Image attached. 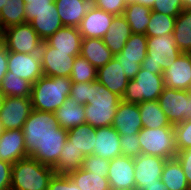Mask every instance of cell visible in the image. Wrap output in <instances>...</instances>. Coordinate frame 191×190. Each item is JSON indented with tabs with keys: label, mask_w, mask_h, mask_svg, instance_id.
Instances as JSON below:
<instances>
[{
	"label": "cell",
	"mask_w": 191,
	"mask_h": 190,
	"mask_svg": "<svg viewBox=\"0 0 191 190\" xmlns=\"http://www.w3.org/2000/svg\"><path fill=\"white\" fill-rule=\"evenodd\" d=\"M22 131L28 155L53 168L68 135V131L58 125L54 113L33 110Z\"/></svg>",
	"instance_id": "1"
},
{
	"label": "cell",
	"mask_w": 191,
	"mask_h": 190,
	"mask_svg": "<svg viewBox=\"0 0 191 190\" xmlns=\"http://www.w3.org/2000/svg\"><path fill=\"white\" fill-rule=\"evenodd\" d=\"M72 83L68 77H40L32 84L33 110L54 113L69 97Z\"/></svg>",
	"instance_id": "2"
},
{
	"label": "cell",
	"mask_w": 191,
	"mask_h": 190,
	"mask_svg": "<svg viewBox=\"0 0 191 190\" xmlns=\"http://www.w3.org/2000/svg\"><path fill=\"white\" fill-rule=\"evenodd\" d=\"M121 97L97 80L91 82L90 102L85 104V123L93 128L112 126Z\"/></svg>",
	"instance_id": "3"
},
{
	"label": "cell",
	"mask_w": 191,
	"mask_h": 190,
	"mask_svg": "<svg viewBox=\"0 0 191 190\" xmlns=\"http://www.w3.org/2000/svg\"><path fill=\"white\" fill-rule=\"evenodd\" d=\"M52 167L41 164L31 156L12 164V190H47L52 176Z\"/></svg>",
	"instance_id": "4"
},
{
	"label": "cell",
	"mask_w": 191,
	"mask_h": 190,
	"mask_svg": "<svg viewBox=\"0 0 191 190\" xmlns=\"http://www.w3.org/2000/svg\"><path fill=\"white\" fill-rule=\"evenodd\" d=\"M147 55L141 63V68L153 74H162L170 67L182 52L175 44L173 34L147 37Z\"/></svg>",
	"instance_id": "5"
},
{
	"label": "cell",
	"mask_w": 191,
	"mask_h": 190,
	"mask_svg": "<svg viewBox=\"0 0 191 190\" xmlns=\"http://www.w3.org/2000/svg\"><path fill=\"white\" fill-rule=\"evenodd\" d=\"M164 87L162 74H153L141 68L135 78L128 81L121 99L132 104L155 101L158 100Z\"/></svg>",
	"instance_id": "6"
},
{
	"label": "cell",
	"mask_w": 191,
	"mask_h": 190,
	"mask_svg": "<svg viewBox=\"0 0 191 190\" xmlns=\"http://www.w3.org/2000/svg\"><path fill=\"white\" fill-rule=\"evenodd\" d=\"M141 154L165 159L176 157L174 127L142 128L138 133Z\"/></svg>",
	"instance_id": "7"
},
{
	"label": "cell",
	"mask_w": 191,
	"mask_h": 190,
	"mask_svg": "<svg viewBox=\"0 0 191 190\" xmlns=\"http://www.w3.org/2000/svg\"><path fill=\"white\" fill-rule=\"evenodd\" d=\"M3 43L8 52L39 54L43 40L28 23L4 29Z\"/></svg>",
	"instance_id": "8"
},
{
	"label": "cell",
	"mask_w": 191,
	"mask_h": 190,
	"mask_svg": "<svg viewBox=\"0 0 191 190\" xmlns=\"http://www.w3.org/2000/svg\"><path fill=\"white\" fill-rule=\"evenodd\" d=\"M158 102L172 125L191 119V92L189 90H177L165 86Z\"/></svg>",
	"instance_id": "9"
},
{
	"label": "cell",
	"mask_w": 191,
	"mask_h": 190,
	"mask_svg": "<svg viewBox=\"0 0 191 190\" xmlns=\"http://www.w3.org/2000/svg\"><path fill=\"white\" fill-rule=\"evenodd\" d=\"M147 47L145 34L132 33L121 52L114 55L129 80H133L141 69V63L147 55Z\"/></svg>",
	"instance_id": "10"
},
{
	"label": "cell",
	"mask_w": 191,
	"mask_h": 190,
	"mask_svg": "<svg viewBox=\"0 0 191 190\" xmlns=\"http://www.w3.org/2000/svg\"><path fill=\"white\" fill-rule=\"evenodd\" d=\"M32 111L30 97H5L0 109V122L5 130L22 129Z\"/></svg>",
	"instance_id": "11"
},
{
	"label": "cell",
	"mask_w": 191,
	"mask_h": 190,
	"mask_svg": "<svg viewBox=\"0 0 191 190\" xmlns=\"http://www.w3.org/2000/svg\"><path fill=\"white\" fill-rule=\"evenodd\" d=\"M39 55L45 76L70 78L76 56H70V52L57 51L45 41L42 43Z\"/></svg>",
	"instance_id": "12"
},
{
	"label": "cell",
	"mask_w": 191,
	"mask_h": 190,
	"mask_svg": "<svg viewBox=\"0 0 191 190\" xmlns=\"http://www.w3.org/2000/svg\"><path fill=\"white\" fill-rule=\"evenodd\" d=\"M8 72L15 76L26 79L34 84L42 77V63L39 54H24L18 52H9L8 54Z\"/></svg>",
	"instance_id": "13"
},
{
	"label": "cell",
	"mask_w": 191,
	"mask_h": 190,
	"mask_svg": "<svg viewBox=\"0 0 191 190\" xmlns=\"http://www.w3.org/2000/svg\"><path fill=\"white\" fill-rule=\"evenodd\" d=\"M134 160L119 156L110 160L108 180L111 190H136Z\"/></svg>",
	"instance_id": "14"
},
{
	"label": "cell",
	"mask_w": 191,
	"mask_h": 190,
	"mask_svg": "<svg viewBox=\"0 0 191 190\" xmlns=\"http://www.w3.org/2000/svg\"><path fill=\"white\" fill-rule=\"evenodd\" d=\"M133 160L136 190H140L144 185L156 183L157 179H161L163 167L167 159L140 154L138 157L133 158Z\"/></svg>",
	"instance_id": "15"
},
{
	"label": "cell",
	"mask_w": 191,
	"mask_h": 190,
	"mask_svg": "<svg viewBox=\"0 0 191 190\" xmlns=\"http://www.w3.org/2000/svg\"><path fill=\"white\" fill-rule=\"evenodd\" d=\"M164 84L168 88L189 90L191 82V53H182L170 67L162 72Z\"/></svg>",
	"instance_id": "16"
},
{
	"label": "cell",
	"mask_w": 191,
	"mask_h": 190,
	"mask_svg": "<svg viewBox=\"0 0 191 190\" xmlns=\"http://www.w3.org/2000/svg\"><path fill=\"white\" fill-rule=\"evenodd\" d=\"M114 16L93 5L78 26L82 38L102 39L110 29Z\"/></svg>",
	"instance_id": "17"
},
{
	"label": "cell",
	"mask_w": 191,
	"mask_h": 190,
	"mask_svg": "<svg viewBox=\"0 0 191 190\" xmlns=\"http://www.w3.org/2000/svg\"><path fill=\"white\" fill-rule=\"evenodd\" d=\"M112 127L120 136L138 134L143 128L138 104L121 101L116 110Z\"/></svg>",
	"instance_id": "18"
},
{
	"label": "cell",
	"mask_w": 191,
	"mask_h": 190,
	"mask_svg": "<svg viewBox=\"0 0 191 190\" xmlns=\"http://www.w3.org/2000/svg\"><path fill=\"white\" fill-rule=\"evenodd\" d=\"M28 156L22 129L5 130L0 137V160L13 164Z\"/></svg>",
	"instance_id": "19"
},
{
	"label": "cell",
	"mask_w": 191,
	"mask_h": 190,
	"mask_svg": "<svg viewBox=\"0 0 191 190\" xmlns=\"http://www.w3.org/2000/svg\"><path fill=\"white\" fill-rule=\"evenodd\" d=\"M97 81L122 98L129 79L114 57L106 65L97 69Z\"/></svg>",
	"instance_id": "20"
},
{
	"label": "cell",
	"mask_w": 191,
	"mask_h": 190,
	"mask_svg": "<svg viewBox=\"0 0 191 190\" xmlns=\"http://www.w3.org/2000/svg\"><path fill=\"white\" fill-rule=\"evenodd\" d=\"M112 160L121 156L120 135L112 126L96 128V141L93 154Z\"/></svg>",
	"instance_id": "21"
},
{
	"label": "cell",
	"mask_w": 191,
	"mask_h": 190,
	"mask_svg": "<svg viewBox=\"0 0 191 190\" xmlns=\"http://www.w3.org/2000/svg\"><path fill=\"white\" fill-rule=\"evenodd\" d=\"M55 7L63 26L76 27L93 6L91 0H55Z\"/></svg>",
	"instance_id": "22"
},
{
	"label": "cell",
	"mask_w": 191,
	"mask_h": 190,
	"mask_svg": "<svg viewBox=\"0 0 191 190\" xmlns=\"http://www.w3.org/2000/svg\"><path fill=\"white\" fill-rule=\"evenodd\" d=\"M45 42L57 51L70 52V56H78L81 51L82 36L78 28L63 26Z\"/></svg>",
	"instance_id": "23"
},
{
	"label": "cell",
	"mask_w": 191,
	"mask_h": 190,
	"mask_svg": "<svg viewBox=\"0 0 191 190\" xmlns=\"http://www.w3.org/2000/svg\"><path fill=\"white\" fill-rule=\"evenodd\" d=\"M131 34V28L126 18L123 15H116L102 40L115 55L121 52Z\"/></svg>",
	"instance_id": "24"
},
{
	"label": "cell",
	"mask_w": 191,
	"mask_h": 190,
	"mask_svg": "<svg viewBox=\"0 0 191 190\" xmlns=\"http://www.w3.org/2000/svg\"><path fill=\"white\" fill-rule=\"evenodd\" d=\"M54 115L58 125L68 131L85 123V105H79L69 96L63 105L54 112Z\"/></svg>",
	"instance_id": "25"
},
{
	"label": "cell",
	"mask_w": 191,
	"mask_h": 190,
	"mask_svg": "<svg viewBox=\"0 0 191 190\" xmlns=\"http://www.w3.org/2000/svg\"><path fill=\"white\" fill-rule=\"evenodd\" d=\"M80 55L96 69L106 65L114 58V54L100 38H82Z\"/></svg>",
	"instance_id": "26"
},
{
	"label": "cell",
	"mask_w": 191,
	"mask_h": 190,
	"mask_svg": "<svg viewBox=\"0 0 191 190\" xmlns=\"http://www.w3.org/2000/svg\"><path fill=\"white\" fill-rule=\"evenodd\" d=\"M29 24L43 41L47 40L57 30L63 27L55 4L54 10H44L43 12H39Z\"/></svg>",
	"instance_id": "27"
},
{
	"label": "cell",
	"mask_w": 191,
	"mask_h": 190,
	"mask_svg": "<svg viewBox=\"0 0 191 190\" xmlns=\"http://www.w3.org/2000/svg\"><path fill=\"white\" fill-rule=\"evenodd\" d=\"M139 112L143 128L157 129L162 127H174L168 119L167 114L161 110L158 100L145 101L140 104Z\"/></svg>",
	"instance_id": "28"
},
{
	"label": "cell",
	"mask_w": 191,
	"mask_h": 190,
	"mask_svg": "<svg viewBox=\"0 0 191 190\" xmlns=\"http://www.w3.org/2000/svg\"><path fill=\"white\" fill-rule=\"evenodd\" d=\"M67 139L81 150L84 156L91 155L95 147L96 129L84 123L68 130Z\"/></svg>",
	"instance_id": "29"
},
{
	"label": "cell",
	"mask_w": 191,
	"mask_h": 190,
	"mask_svg": "<svg viewBox=\"0 0 191 190\" xmlns=\"http://www.w3.org/2000/svg\"><path fill=\"white\" fill-rule=\"evenodd\" d=\"M85 159L81 150L77 149L71 142L66 139L64 147L60 153L59 160L53 167L57 174H66L81 168L82 161Z\"/></svg>",
	"instance_id": "30"
},
{
	"label": "cell",
	"mask_w": 191,
	"mask_h": 190,
	"mask_svg": "<svg viewBox=\"0 0 191 190\" xmlns=\"http://www.w3.org/2000/svg\"><path fill=\"white\" fill-rule=\"evenodd\" d=\"M151 8L128 0L123 16L128 22L131 32L145 34L151 17Z\"/></svg>",
	"instance_id": "31"
},
{
	"label": "cell",
	"mask_w": 191,
	"mask_h": 190,
	"mask_svg": "<svg viewBox=\"0 0 191 190\" xmlns=\"http://www.w3.org/2000/svg\"><path fill=\"white\" fill-rule=\"evenodd\" d=\"M161 181L169 190H191L183 172L182 165L176 157L166 160Z\"/></svg>",
	"instance_id": "32"
},
{
	"label": "cell",
	"mask_w": 191,
	"mask_h": 190,
	"mask_svg": "<svg viewBox=\"0 0 191 190\" xmlns=\"http://www.w3.org/2000/svg\"><path fill=\"white\" fill-rule=\"evenodd\" d=\"M173 36L182 53H191V9H183L175 19Z\"/></svg>",
	"instance_id": "33"
},
{
	"label": "cell",
	"mask_w": 191,
	"mask_h": 190,
	"mask_svg": "<svg viewBox=\"0 0 191 190\" xmlns=\"http://www.w3.org/2000/svg\"><path fill=\"white\" fill-rule=\"evenodd\" d=\"M68 176L81 190H111L108 178L102 177V174L79 168L70 172Z\"/></svg>",
	"instance_id": "34"
},
{
	"label": "cell",
	"mask_w": 191,
	"mask_h": 190,
	"mask_svg": "<svg viewBox=\"0 0 191 190\" xmlns=\"http://www.w3.org/2000/svg\"><path fill=\"white\" fill-rule=\"evenodd\" d=\"M26 22L25 2L23 0H7L0 11V24L3 29Z\"/></svg>",
	"instance_id": "35"
},
{
	"label": "cell",
	"mask_w": 191,
	"mask_h": 190,
	"mask_svg": "<svg viewBox=\"0 0 191 190\" xmlns=\"http://www.w3.org/2000/svg\"><path fill=\"white\" fill-rule=\"evenodd\" d=\"M0 88L4 92L5 97H30L32 83L7 71L2 79Z\"/></svg>",
	"instance_id": "36"
},
{
	"label": "cell",
	"mask_w": 191,
	"mask_h": 190,
	"mask_svg": "<svg viewBox=\"0 0 191 190\" xmlns=\"http://www.w3.org/2000/svg\"><path fill=\"white\" fill-rule=\"evenodd\" d=\"M176 17L151 11L150 22L146 28V37L163 36L173 34Z\"/></svg>",
	"instance_id": "37"
},
{
	"label": "cell",
	"mask_w": 191,
	"mask_h": 190,
	"mask_svg": "<svg viewBox=\"0 0 191 190\" xmlns=\"http://www.w3.org/2000/svg\"><path fill=\"white\" fill-rule=\"evenodd\" d=\"M73 83L92 82L97 80V69L81 55L76 56L71 70Z\"/></svg>",
	"instance_id": "38"
},
{
	"label": "cell",
	"mask_w": 191,
	"mask_h": 190,
	"mask_svg": "<svg viewBox=\"0 0 191 190\" xmlns=\"http://www.w3.org/2000/svg\"><path fill=\"white\" fill-rule=\"evenodd\" d=\"M177 152L191 148V119L174 125Z\"/></svg>",
	"instance_id": "39"
},
{
	"label": "cell",
	"mask_w": 191,
	"mask_h": 190,
	"mask_svg": "<svg viewBox=\"0 0 191 190\" xmlns=\"http://www.w3.org/2000/svg\"><path fill=\"white\" fill-rule=\"evenodd\" d=\"M109 166V159H104L100 156L91 154L85 156V159L82 161L81 169L96 174H102V177H108Z\"/></svg>",
	"instance_id": "40"
},
{
	"label": "cell",
	"mask_w": 191,
	"mask_h": 190,
	"mask_svg": "<svg viewBox=\"0 0 191 190\" xmlns=\"http://www.w3.org/2000/svg\"><path fill=\"white\" fill-rule=\"evenodd\" d=\"M26 22H30L36 14L44 10H54L55 0H25Z\"/></svg>",
	"instance_id": "41"
},
{
	"label": "cell",
	"mask_w": 191,
	"mask_h": 190,
	"mask_svg": "<svg viewBox=\"0 0 191 190\" xmlns=\"http://www.w3.org/2000/svg\"><path fill=\"white\" fill-rule=\"evenodd\" d=\"M184 9L182 0H157L155 1L152 11L162 13L165 15L178 17L180 12Z\"/></svg>",
	"instance_id": "42"
},
{
	"label": "cell",
	"mask_w": 191,
	"mask_h": 190,
	"mask_svg": "<svg viewBox=\"0 0 191 190\" xmlns=\"http://www.w3.org/2000/svg\"><path fill=\"white\" fill-rule=\"evenodd\" d=\"M121 156L136 158L141 154L138 134L120 136Z\"/></svg>",
	"instance_id": "43"
},
{
	"label": "cell",
	"mask_w": 191,
	"mask_h": 190,
	"mask_svg": "<svg viewBox=\"0 0 191 190\" xmlns=\"http://www.w3.org/2000/svg\"><path fill=\"white\" fill-rule=\"evenodd\" d=\"M91 82L72 83L69 96L79 105H85L90 102Z\"/></svg>",
	"instance_id": "44"
},
{
	"label": "cell",
	"mask_w": 191,
	"mask_h": 190,
	"mask_svg": "<svg viewBox=\"0 0 191 190\" xmlns=\"http://www.w3.org/2000/svg\"><path fill=\"white\" fill-rule=\"evenodd\" d=\"M128 0H94L93 5L105 12L123 15Z\"/></svg>",
	"instance_id": "45"
},
{
	"label": "cell",
	"mask_w": 191,
	"mask_h": 190,
	"mask_svg": "<svg viewBox=\"0 0 191 190\" xmlns=\"http://www.w3.org/2000/svg\"><path fill=\"white\" fill-rule=\"evenodd\" d=\"M47 190H81L66 174L55 173Z\"/></svg>",
	"instance_id": "46"
},
{
	"label": "cell",
	"mask_w": 191,
	"mask_h": 190,
	"mask_svg": "<svg viewBox=\"0 0 191 190\" xmlns=\"http://www.w3.org/2000/svg\"><path fill=\"white\" fill-rule=\"evenodd\" d=\"M12 182V164L0 160V190H9Z\"/></svg>",
	"instance_id": "47"
},
{
	"label": "cell",
	"mask_w": 191,
	"mask_h": 190,
	"mask_svg": "<svg viewBox=\"0 0 191 190\" xmlns=\"http://www.w3.org/2000/svg\"><path fill=\"white\" fill-rule=\"evenodd\" d=\"M176 158L182 165L183 172L191 189V148L183 151H178Z\"/></svg>",
	"instance_id": "48"
},
{
	"label": "cell",
	"mask_w": 191,
	"mask_h": 190,
	"mask_svg": "<svg viewBox=\"0 0 191 190\" xmlns=\"http://www.w3.org/2000/svg\"><path fill=\"white\" fill-rule=\"evenodd\" d=\"M8 54L9 52L4 43H0V85L8 71Z\"/></svg>",
	"instance_id": "49"
},
{
	"label": "cell",
	"mask_w": 191,
	"mask_h": 190,
	"mask_svg": "<svg viewBox=\"0 0 191 190\" xmlns=\"http://www.w3.org/2000/svg\"><path fill=\"white\" fill-rule=\"evenodd\" d=\"M140 190H169L166 185L161 181V179H157L156 183H151L144 185Z\"/></svg>",
	"instance_id": "50"
},
{
	"label": "cell",
	"mask_w": 191,
	"mask_h": 190,
	"mask_svg": "<svg viewBox=\"0 0 191 190\" xmlns=\"http://www.w3.org/2000/svg\"><path fill=\"white\" fill-rule=\"evenodd\" d=\"M129 1L152 8L155 1L157 0H129Z\"/></svg>",
	"instance_id": "51"
},
{
	"label": "cell",
	"mask_w": 191,
	"mask_h": 190,
	"mask_svg": "<svg viewBox=\"0 0 191 190\" xmlns=\"http://www.w3.org/2000/svg\"><path fill=\"white\" fill-rule=\"evenodd\" d=\"M184 9H191V0H182Z\"/></svg>",
	"instance_id": "52"
},
{
	"label": "cell",
	"mask_w": 191,
	"mask_h": 190,
	"mask_svg": "<svg viewBox=\"0 0 191 190\" xmlns=\"http://www.w3.org/2000/svg\"><path fill=\"white\" fill-rule=\"evenodd\" d=\"M5 99V95H4V92L2 91V89L0 88V109L3 105V101Z\"/></svg>",
	"instance_id": "53"
},
{
	"label": "cell",
	"mask_w": 191,
	"mask_h": 190,
	"mask_svg": "<svg viewBox=\"0 0 191 190\" xmlns=\"http://www.w3.org/2000/svg\"><path fill=\"white\" fill-rule=\"evenodd\" d=\"M3 34H4V29L2 28V26L0 24V43L3 42Z\"/></svg>",
	"instance_id": "54"
},
{
	"label": "cell",
	"mask_w": 191,
	"mask_h": 190,
	"mask_svg": "<svg viewBox=\"0 0 191 190\" xmlns=\"http://www.w3.org/2000/svg\"><path fill=\"white\" fill-rule=\"evenodd\" d=\"M7 0H0V11L4 6H6Z\"/></svg>",
	"instance_id": "55"
},
{
	"label": "cell",
	"mask_w": 191,
	"mask_h": 190,
	"mask_svg": "<svg viewBox=\"0 0 191 190\" xmlns=\"http://www.w3.org/2000/svg\"><path fill=\"white\" fill-rule=\"evenodd\" d=\"M5 131L3 124L0 122V137L2 136V133Z\"/></svg>",
	"instance_id": "56"
}]
</instances>
